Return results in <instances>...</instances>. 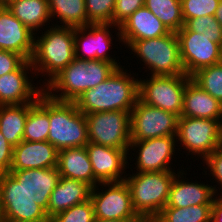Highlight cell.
<instances>
[{"label":"cell","mask_w":222,"mask_h":222,"mask_svg":"<svg viewBox=\"0 0 222 222\" xmlns=\"http://www.w3.org/2000/svg\"><path fill=\"white\" fill-rule=\"evenodd\" d=\"M124 68H117L105 81L85 91L75 101L77 108L84 114L131 112L139 99V78Z\"/></svg>","instance_id":"cell-1"},{"label":"cell","mask_w":222,"mask_h":222,"mask_svg":"<svg viewBox=\"0 0 222 222\" xmlns=\"http://www.w3.org/2000/svg\"><path fill=\"white\" fill-rule=\"evenodd\" d=\"M47 28L41 36L34 35V52L30 60L35 78L41 74L42 78L47 76L41 85L43 88L75 59V28L55 23Z\"/></svg>","instance_id":"cell-2"},{"label":"cell","mask_w":222,"mask_h":222,"mask_svg":"<svg viewBox=\"0 0 222 222\" xmlns=\"http://www.w3.org/2000/svg\"><path fill=\"white\" fill-rule=\"evenodd\" d=\"M116 69L111 62L75 58L44 87V92L55 100L75 102L85 91L105 81Z\"/></svg>","instance_id":"cell-3"},{"label":"cell","mask_w":222,"mask_h":222,"mask_svg":"<svg viewBox=\"0 0 222 222\" xmlns=\"http://www.w3.org/2000/svg\"><path fill=\"white\" fill-rule=\"evenodd\" d=\"M176 171L130 172L126 174L132 204L139 217H157L167 205ZM129 176V177H128Z\"/></svg>","instance_id":"cell-4"},{"label":"cell","mask_w":222,"mask_h":222,"mask_svg":"<svg viewBox=\"0 0 222 222\" xmlns=\"http://www.w3.org/2000/svg\"><path fill=\"white\" fill-rule=\"evenodd\" d=\"M49 122L47 141L58 151L84 147L89 142L86 116L75 102L59 101L49 96Z\"/></svg>","instance_id":"cell-5"},{"label":"cell","mask_w":222,"mask_h":222,"mask_svg":"<svg viewBox=\"0 0 222 222\" xmlns=\"http://www.w3.org/2000/svg\"><path fill=\"white\" fill-rule=\"evenodd\" d=\"M128 49L142 61L151 76L184 75L180 59L179 39L175 32L153 39L134 41ZM140 57V58H139Z\"/></svg>","instance_id":"cell-6"},{"label":"cell","mask_w":222,"mask_h":222,"mask_svg":"<svg viewBox=\"0 0 222 222\" xmlns=\"http://www.w3.org/2000/svg\"><path fill=\"white\" fill-rule=\"evenodd\" d=\"M176 139L179 151V146L183 147L187 155L194 154L203 161L222 146V123L214 119L179 117Z\"/></svg>","instance_id":"cell-7"},{"label":"cell","mask_w":222,"mask_h":222,"mask_svg":"<svg viewBox=\"0 0 222 222\" xmlns=\"http://www.w3.org/2000/svg\"><path fill=\"white\" fill-rule=\"evenodd\" d=\"M0 219L3 222L51 221L46 211L27 195L24 185L9 173L0 174Z\"/></svg>","instance_id":"cell-8"},{"label":"cell","mask_w":222,"mask_h":222,"mask_svg":"<svg viewBox=\"0 0 222 222\" xmlns=\"http://www.w3.org/2000/svg\"><path fill=\"white\" fill-rule=\"evenodd\" d=\"M139 99L145 104L175 113L182 114L183 96L191 77L184 75L150 76L139 78Z\"/></svg>","instance_id":"cell-9"},{"label":"cell","mask_w":222,"mask_h":222,"mask_svg":"<svg viewBox=\"0 0 222 222\" xmlns=\"http://www.w3.org/2000/svg\"><path fill=\"white\" fill-rule=\"evenodd\" d=\"M130 113L109 111L85 114L89 142L117 149H129Z\"/></svg>","instance_id":"cell-10"},{"label":"cell","mask_w":222,"mask_h":222,"mask_svg":"<svg viewBox=\"0 0 222 222\" xmlns=\"http://www.w3.org/2000/svg\"><path fill=\"white\" fill-rule=\"evenodd\" d=\"M179 116L137 100L130 113L131 141L176 136Z\"/></svg>","instance_id":"cell-11"},{"label":"cell","mask_w":222,"mask_h":222,"mask_svg":"<svg viewBox=\"0 0 222 222\" xmlns=\"http://www.w3.org/2000/svg\"><path fill=\"white\" fill-rule=\"evenodd\" d=\"M90 200L96 218H139L133 208L130 189L125 180L119 182H100L92 188Z\"/></svg>","instance_id":"cell-12"},{"label":"cell","mask_w":222,"mask_h":222,"mask_svg":"<svg viewBox=\"0 0 222 222\" xmlns=\"http://www.w3.org/2000/svg\"><path fill=\"white\" fill-rule=\"evenodd\" d=\"M114 28L118 38L117 41L122 43L120 38V28L114 24H89L87 26L75 28L74 44L75 58L82 60H103L113 63L117 68L122 67L114 55H110L112 40L114 38L111 31ZM88 31V32H87ZM113 56V57H111ZM120 64V65H119Z\"/></svg>","instance_id":"cell-13"},{"label":"cell","mask_w":222,"mask_h":222,"mask_svg":"<svg viewBox=\"0 0 222 222\" xmlns=\"http://www.w3.org/2000/svg\"><path fill=\"white\" fill-rule=\"evenodd\" d=\"M180 59L185 74L191 76L201 68L222 62V46L209 37L183 26L177 33Z\"/></svg>","instance_id":"cell-14"},{"label":"cell","mask_w":222,"mask_h":222,"mask_svg":"<svg viewBox=\"0 0 222 222\" xmlns=\"http://www.w3.org/2000/svg\"><path fill=\"white\" fill-rule=\"evenodd\" d=\"M176 140V136H164L131 141L128 152L136 151V153H132L133 156L137 154L134 156L136 172L175 171L171 165L174 155L176 156V149V153H179L178 148H176Z\"/></svg>","instance_id":"cell-15"},{"label":"cell","mask_w":222,"mask_h":222,"mask_svg":"<svg viewBox=\"0 0 222 222\" xmlns=\"http://www.w3.org/2000/svg\"><path fill=\"white\" fill-rule=\"evenodd\" d=\"M28 71L33 76H28ZM33 71L31 61L25 60L15 71L0 77V105H22L37 100L44 88L41 84L33 85Z\"/></svg>","instance_id":"cell-16"},{"label":"cell","mask_w":222,"mask_h":222,"mask_svg":"<svg viewBox=\"0 0 222 222\" xmlns=\"http://www.w3.org/2000/svg\"><path fill=\"white\" fill-rule=\"evenodd\" d=\"M85 147L92 164L94 177L99 182L125 180L126 168L128 169L130 164L128 160L134 161L133 157H130L132 152L129 153V149L111 148L91 142H88Z\"/></svg>","instance_id":"cell-17"},{"label":"cell","mask_w":222,"mask_h":222,"mask_svg":"<svg viewBox=\"0 0 222 222\" xmlns=\"http://www.w3.org/2000/svg\"><path fill=\"white\" fill-rule=\"evenodd\" d=\"M34 35L6 6H0V50L12 51L31 60Z\"/></svg>","instance_id":"cell-18"},{"label":"cell","mask_w":222,"mask_h":222,"mask_svg":"<svg viewBox=\"0 0 222 222\" xmlns=\"http://www.w3.org/2000/svg\"><path fill=\"white\" fill-rule=\"evenodd\" d=\"M9 174L24 185L27 195L47 213L49 197L60 178L57 167L10 170Z\"/></svg>","instance_id":"cell-19"},{"label":"cell","mask_w":222,"mask_h":222,"mask_svg":"<svg viewBox=\"0 0 222 222\" xmlns=\"http://www.w3.org/2000/svg\"><path fill=\"white\" fill-rule=\"evenodd\" d=\"M119 28L125 48L136 40L153 39L170 33L161 20L145 6L137 9Z\"/></svg>","instance_id":"cell-20"},{"label":"cell","mask_w":222,"mask_h":222,"mask_svg":"<svg viewBox=\"0 0 222 222\" xmlns=\"http://www.w3.org/2000/svg\"><path fill=\"white\" fill-rule=\"evenodd\" d=\"M184 170H179L170 187L169 198L165 207H189L192 205L212 204L216 194L212 185L206 182L188 181ZM187 180H185V179ZM204 183V184H203ZM206 183V185H205Z\"/></svg>","instance_id":"cell-21"},{"label":"cell","mask_w":222,"mask_h":222,"mask_svg":"<svg viewBox=\"0 0 222 222\" xmlns=\"http://www.w3.org/2000/svg\"><path fill=\"white\" fill-rule=\"evenodd\" d=\"M58 150L48 141H21L13 148L11 170L57 167Z\"/></svg>","instance_id":"cell-22"},{"label":"cell","mask_w":222,"mask_h":222,"mask_svg":"<svg viewBox=\"0 0 222 222\" xmlns=\"http://www.w3.org/2000/svg\"><path fill=\"white\" fill-rule=\"evenodd\" d=\"M92 186L79 180L60 177L52 191L47 208L49 219L91 197Z\"/></svg>","instance_id":"cell-23"},{"label":"cell","mask_w":222,"mask_h":222,"mask_svg":"<svg viewBox=\"0 0 222 222\" xmlns=\"http://www.w3.org/2000/svg\"><path fill=\"white\" fill-rule=\"evenodd\" d=\"M57 169L60 177L79 180L92 187L100 183L94 177L92 164L85 146L58 151Z\"/></svg>","instance_id":"cell-24"},{"label":"cell","mask_w":222,"mask_h":222,"mask_svg":"<svg viewBox=\"0 0 222 222\" xmlns=\"http://www.w3.org/2000/svg\"><path fill=\"white\" fill-rule=\"evenodd\" d=\"M181 117L214 119L222 123V104L190 80L185 87Z\"/></svg>","instance_id":"cell-25"},{"label":"cell","mask_w":222,"mask_h":222,"mask_svg":"<svg viewBox=\"0 0 222 222\" xmlns=\"http://www.w3.org/2000/svg\"><path fill=\"white\" fill-rule=\"evenodd\" d=\"M5 6L34 34L53 22L48 0H12Z\"/></svg>","instance_id":"cell-26"},{"label":"cell","mask_w":222,"mask_h":222,"mask_svg":"<svg viewBox=\"0 0 222 222\" xmlns=\"http://www.w3.org/2000/svg\"><path fill=\"white\" fill-rule=\"evenodd\" d=\"M49 126V95L43 91L34 103H28L23 140L47 141Z\"/></svg>","instance_id":"cell-27"},{"label":"cell","mask_w":222,"mask_h":222,"mask_svg":"<svg viewBox=\"0 0 222 222\" xmlns=\"http://www.w3.org/2000/svg\"><path fill=\"white\" fill-rule=\"evenodd\" d=\"M28 104L0 105V132L13 146L23 141Z\"/></svg>","instance_id":"cell-28"},{"label":"cell","mask_w":222,"mask_h":222,"mask_svg":"<svg viewBox=\"0 0 222 222\" xmlns=\"http://www.w3.org/2000/svg\"><path fill=\"white\" fill-rule=\"evenodd\" d=\"M50 15L64 27L78 28L89 25L85 0H48ZM57 18V19H55Z\"/></svg>","instance_id":"cell-29"},{"label":"cell","mask_w":222,"mask_h":222,"mask_svg":"<svg viewBox=\"0 0 222 222\" xmlns=\"http://www.w3.org/2000/svg\"><path fill=\"white\" fill-rule=\"evenodd\" d=\"M149 9L170 32L177 33L184 26L181 0H145Z\"/></svg>","instance_id":"cell-30"},{"label":"cell","mask_w":222,"mask_h":222,"mask_svg":"<svg viewBox=\"0 0 222 222\" xmlns=\"http://www.w3.org/2000/svg\"><path fill=\"white\" fill-rule=\"evenodd\" d=\"M212 204L189 207H164L157 219L159 222H211Z\"/></svg>","instance_id":"cell-31"},{"label":"cell","mask_w":222,"mask_h":222,"mask_svg":"<svg viewBox=\"0 0 222 222\" xmlns=\"http://www.w3.org/2000/svg\"><path fill=\"white\" fill-rule=\"evenodd\" d=\"M191 80L222 104V62L199 69Z\"/></svg>","instance_id":"cell-32"},{"label":"cell","mask_w":222,"mask_h":222,"mask_svg":"<svg viewBox=\"0 0 222 222\" xmlns=\"http://www.w3.org/2000/svg\"><path fill=\"white\" fill-rule=\"evenodd\" d=\"M184 26L189 31H194L209 37V40L222 46V26L214 16H201L188 19Z\"/></svg>","instance_id":"cell-33"},{"label":"cell","mask_w":222,"mask_h":222,"mask_svg":"<svg viewBox=\"0 0 222 222\" xmlns=\"http://www.w3.org/2000/svg\"><path fill=\"white\" fill-rule=\"evenodd\" d=\"M116 0H85L89 24H113Z\"/></svg>","instance_id":"cell-34"},{"label":"cell","mask_w":222,"mask_h":222,"mask_svg":"<svg viewBox=\"0 0 222 222\" xmlns=\"http://www.w3.org/2000/svg\"><path fill=\"white\" fill-rule=\"evenodd\" d=\"M95 219L91 200L72 206L52 217L51 222H93Z\"/></svg>","instance_id":"cell-35"},{"label":"cell","mask_w":222,"mask_h":222,"mask_svg":"<svg viewBox=\"0 0 222 222\" xmlns=\"http://www.w3.org/2000/svg\"><path fill=\"white\" fill-rule=\"evenodd\" d=\"M221 0H181L184 23L188 19L214 16Z\"/></svg>","instance_id":"cell-36"},{"label":"cell","mask_w":222,"mask_h":222,"mask_svg":"<svg viewBox=\"0 0 222 222\" xmlns=\"http://www.w3.org/2000/svg\"><path fill=\"white\" fill-rule=\"evenodd\" d=\"M202 162L203 166L204 163L205 166L207 165L205 169H208L207 171L210 172L207 174V171L203 169L205 175L212 176L213 178H211L210 181L212 180L213 183H218L217 185L221 187L219 188L217 185L212 186L216 196H222V146L214 150L211 154H209Z\"/></svg>","instance_id":"cell-37"},{"label":"cell","mask_w":222,"mask_h":222,"mask_svg":"<svg viewBox=\"0 0 222 222\" xmlns=\"http://www.w3.org/2000/svg\"><path fill=\"white\" fill-rule=\"evenodd\" d=\"M145 0H116L113 12V24L118 27L137 9L144 6Z\"/></svg>","instance_id":"cell-38"},{"label":"cell","mask_w":222,"mask_h":222,"mask_svg":"<svg viewBox=\"0 0 222 222\" xmlns=\"http://www.w3.org/2000/svg\"><path fill=\"white\" fill-rule=\"evenodd\" d=\"M24 61L18 53L0 50V77L15 71Z\"/></svg>","instance_id":"cell-39"},{"label":"cell","mask_w":222,"mask_h":222,"mask_svg":"<svg viewBox=\"0 0 222 222\" xmlns=\"http://www.w3.org/2000/svg\"><path fill=\"white\" fill-rule=\"evenodd\" d=\"M13 148L0 132V174L9 173L11 170Z\"/></svg>","instance_id":"cell-40"},{"label":"cell","mask_w":222,"mask_h":222,"mask_svg":"<svg viewBox=\"0 0 222 222\" xmlns=\"http://www.w3.org/2000/svg\"><path fill=\"white\" fill-rule=\"evenodd\" d=\"M211 222H222V196H216L212 203Z\"/></svg>","instance_id":"cell-41"},{"label":"cell","mask_w":222,"mask_h":222,"mask_svg":"<svg viewBox=\"0 0 222 222\" xmlns=\"http://www.w3.org/2000/svg\"><path fill=\"white\" fill-rule=\"evenodd\" d=\"M136 219H101L96 218L93 220V222H133Z\"/></svg>","instance_id":"cell-42"},{"label":"cell","mask_w":222,"mask_h":222,"mask_svg":"<svg viewBox=\"0 0 222 222\" xmlns=\"http://www.w3.org/2000/svg\"><path fill=\"white\" fill-rule=\"evenodd\" d=\"M214 17L222 26V0L219 2V6L216 9Z\"/></svg>","instance_id":"cell-43"},{"label":"cell","mask_w":222,"mask_h":222,"mask_svg":"<svg viewBox=\"0 0 222 222\" xmlns=\"http://www.w3.org/2000/svg\"><path fill=\"white\" fill-rule=\"evenodd\" d=\"M133 222H159L157 217H139Z\"/></svg>","instance_id":"cell-44"},{"label":"cell","mask_w":222,"mask_h":222,"mask_svg":"<svg viewBox=\"0 0 222 222\" xmlns=\"http://www.w3.org/2000/svg\"><path fill=\"white\" fill-rule=\"evenodd\" d=\"M10 1H12V0H0V6H5V5L8 4Z\"/></svg>","instance_id":"cell-45"}]
</instances>
